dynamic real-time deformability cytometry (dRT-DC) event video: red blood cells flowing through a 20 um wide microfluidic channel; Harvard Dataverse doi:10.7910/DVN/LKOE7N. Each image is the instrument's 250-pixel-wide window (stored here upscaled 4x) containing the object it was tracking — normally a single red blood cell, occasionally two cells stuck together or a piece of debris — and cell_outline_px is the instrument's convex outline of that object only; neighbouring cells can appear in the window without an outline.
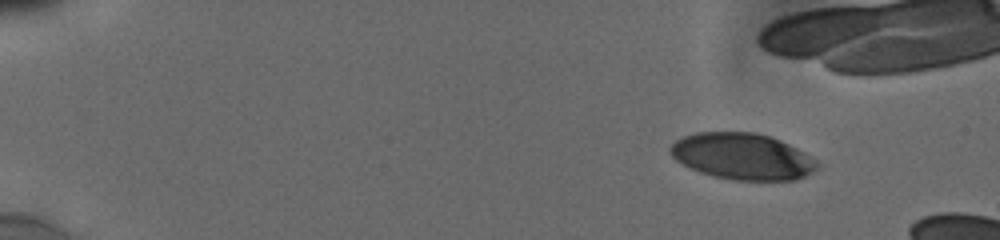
{"species": "human", "species_latin": "Homo sapiens", "temperature_condition": "cold", "stored_images_in_passage": 40, "camera_frame_rate_fps": 3000, "um_per_image_px": 0.085, "donor": {"sex": "male"}, "frame": {"image": 1, "passage_image": 1, "time_ms": 0.0, "image_size_px": [1000, 240], "cell_outline_px": [[816, 168], [812, 172], [796, 180], [736, 180], [712, 176], [700, 172], [676, 160], [668, 152], [668, 148], [676, 140], [684, 136], [696, 132], [756, 132], [772, 136], [804, 152], [816, 160]], "centroid_in_image_um": [63.08, 13.28], "position_along_channel_um": 21.9, "area_um2": 39.59}}
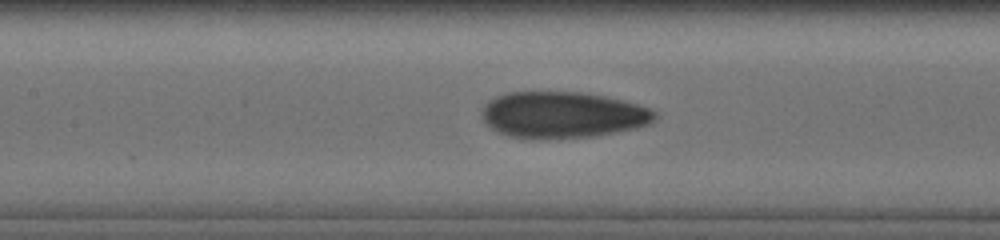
{"frame": {"image": 2, "passage_image": 22, "time_ms": 7.0, "image_size_px": [1000, 240], "cell_outline_px": [[660, 116], [652, 124], [636, 128], [596, 136], [544, 140], [532, 140], [508, 136], [492, 128], [484, 120], [484, 104], [488, 100], [496, 96], [508, 92], [580, 92], [604, 96], [624, 100], [640, 104], [652, 108]], "centroid_in_image_um": [47.9, 9.78], "position_along_channel_um": 159.5, "area_um2": 47.45}}
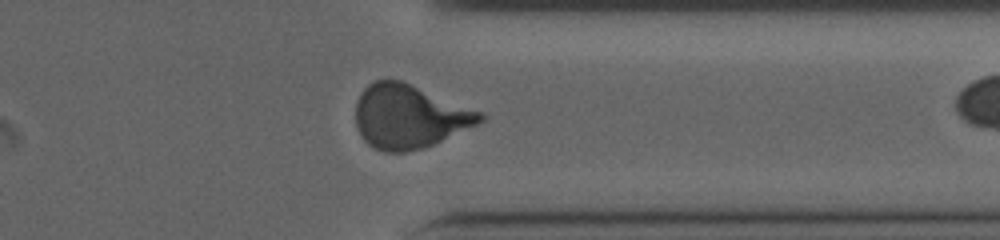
{"frame": {"image": 3, "passage_image": 39, "time_ms": 12.667, "image_size_px": [1000, 240], "cell_outline_px": [[488, 116], [484, 120], [476, 124], [432, 144], [420, 148], [404, 152], [384, 152], [368, 144], [364, 140], [356, 124], [356, 100], [360, 92], [368, 84], [376, 80], [400, 80], [484, 112]], "centroid_in_image_um": [34.78, 9.88], "position_along_channel_um": 376.6, "area_um2": 45.84}}